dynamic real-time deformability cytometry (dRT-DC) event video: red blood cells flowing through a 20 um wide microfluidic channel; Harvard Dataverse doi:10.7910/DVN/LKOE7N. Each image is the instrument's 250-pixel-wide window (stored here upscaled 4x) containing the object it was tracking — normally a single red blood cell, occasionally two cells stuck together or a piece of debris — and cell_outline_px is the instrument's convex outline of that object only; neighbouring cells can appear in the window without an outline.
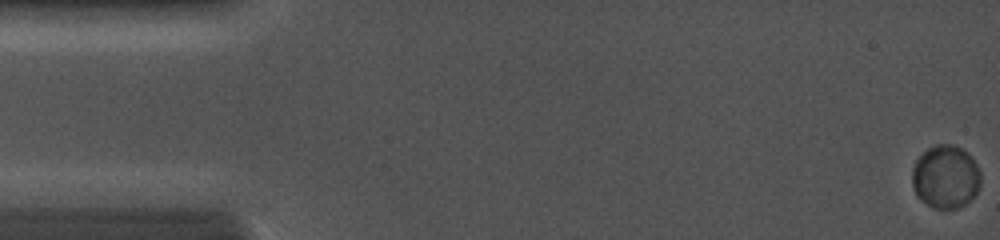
{"species": "common noctule bat (a hibernating species)", "species_latin": "Nyctalus noctula", "temperature_condition": "cold", "stored_images_in_passage": 72, "camera_frame_rate_fps": 5000, "um_per_image_px": 0.085, "animal": {"sex": "female", "body_mass_g": 19.0, "forearm_length_mm": 56.7}, "frame": {"image": 1, "passage_image": 1, "time_ms": 0.0, "image_size_px": [1000, 240], "cell_outline_px": [[980, 184], [976, 192], [964, 204], [956, 208], [932, 208], [920, 200], [916, 196], [912, 184], [912, 168], [916, 160], [928, 148], [936, 144], [952, 144], [968, 152], [976, 164], [980, 172]], "centroid_in_image_um": [80.35, 15.02], "position_along_channel_um": 4.7, "area_um2": 25.2}}
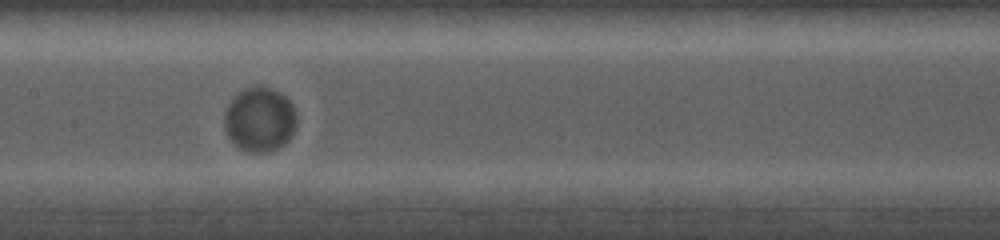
{"frame": {"image": 2, "passage_image": 39, "time_ms": 7.4, "image_size_px": [1000, 240], "cell_outline_px": [[296, 120], [292, 132], [288, 140], [276, 148], [264, 152], [252, 152], [240, 148], [228, 136], [224, 128], [224, 112], [228, 104], [240, 92], [248, 88], [268, 88], [284, 96], [292, 104], [296, 112]], "centroid_in_image_um": [22.05, 10.18], "position_along_channel_um": 185.3, "area_um2": 26.3}}
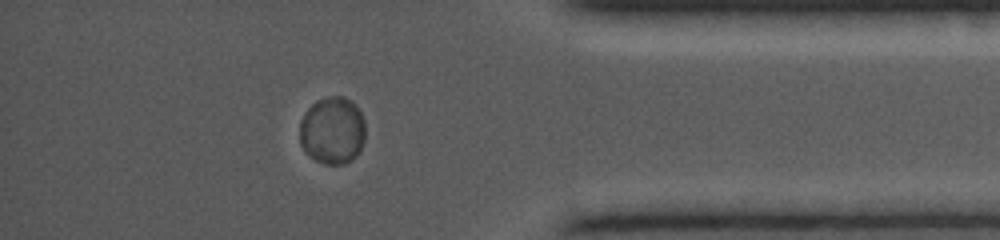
{"frame": {"image": 3, "passage_image": 64, "time_ms": 12.8, "image_size_px": [1000, 240], "cell_outline_px": [[364, 140], [356, 156], [344, 164], [324, 164], [308, 156], [300, 144], [300, 120], [308, 108], [316, 100], [328, 96], [344, 96], [352, 100], [356, 104], [364, 120]], "centroid_in_image_um": [28.24, 11.07], "position_along_channel_um": 407.0, "area_um2": 26.01}}